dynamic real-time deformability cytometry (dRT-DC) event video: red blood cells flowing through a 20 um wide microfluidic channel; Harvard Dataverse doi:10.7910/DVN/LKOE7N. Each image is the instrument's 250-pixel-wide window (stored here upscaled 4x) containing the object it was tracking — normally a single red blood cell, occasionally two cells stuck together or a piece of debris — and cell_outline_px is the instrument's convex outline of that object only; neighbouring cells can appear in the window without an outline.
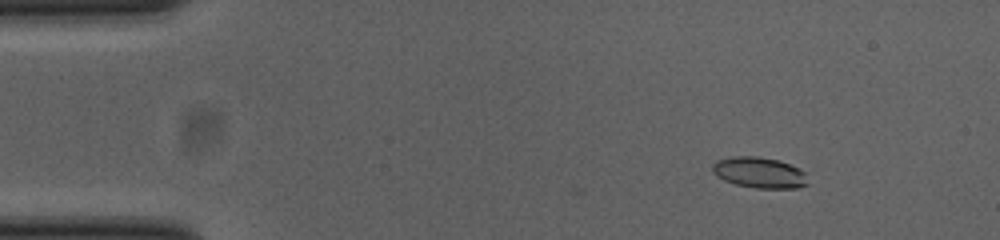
{"species": "common noctule bat (a hibernating species)", "species_latin": "Nyctalus noctula", "temperature_condition": "cold", "stored_images_in_passage": 53, "camera_frame_rate_fps": 3000, "um_per_image_px": 0.085, "animal": {"sex": "female", "body_mass_g": 23.0, "forearm_length_mm": 53.4}, "frame": {"image": 1, "passage_image": 7, "time_ms": 2.0, "image_size_px": [1000, 240], "cell_outline_px": [[808, 184], [800, 188], [756, 188], [736, 184], [724, 180], [716, 176], [712, 172], [712, 164], [716, 160], [732, 156], [756, 156], [776, 160], [800, 168], [808, 172]], "centroid_in_image_um": [64.57, 14.67], "position_along_channel_um": 20.4, "area_um2": 17.4}}
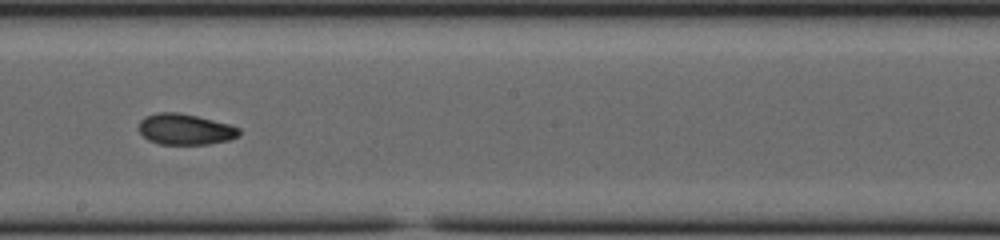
{"frame": {"image": 2, "passage_image": 30, "time_ms": 9.667, "image_size_px": [1000, 240], "cell_outline_px": [[240, 136], [228, 140], [208, 144], [160, 144], [148, 140], [140, 132], [140, 120], [144, 116], [156, 112], [176, 112], [196, 116], [228, 124], [240, 128]], "centroid_in_image_um": [15.74, 10.99], "position_along_channel_um": 232.5, "area_um2": 17.98}}
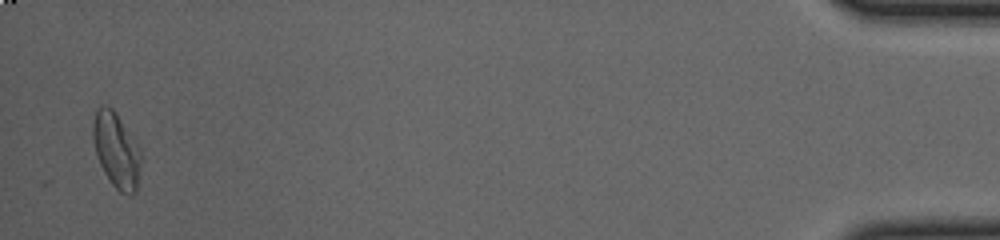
{"frame": {"image": 3, "passage_image": 52, "time_ms": 17.0, "image_size_px": [1000, 240], "cell_outline_px": [[140, 160], [136, 192], [132, 196], [128, 196], [120, 192], [112, 184], [104, 172], [100, 164], [96, 152], [92, 136], [92, 124], [96, 108], [104, 104], [108, 104], [112, 108], [136, 144], [140, 152]], "centroid_in_image_um": [9.85, 12.78], "position_along_channel_um": 425.3, "area_um2": 20.63}, "authors_computed_cell_mechanics": {"area_um2": 17.8024, "velocity_mm_per_s": 3.8643, "shape_relaxation_time_tau1_ms": null, "shape_relaxation_time_tau2_ms": 2.7817, "deformation_change_tau1": null, "deformation_change_tau2": 0.0765}}